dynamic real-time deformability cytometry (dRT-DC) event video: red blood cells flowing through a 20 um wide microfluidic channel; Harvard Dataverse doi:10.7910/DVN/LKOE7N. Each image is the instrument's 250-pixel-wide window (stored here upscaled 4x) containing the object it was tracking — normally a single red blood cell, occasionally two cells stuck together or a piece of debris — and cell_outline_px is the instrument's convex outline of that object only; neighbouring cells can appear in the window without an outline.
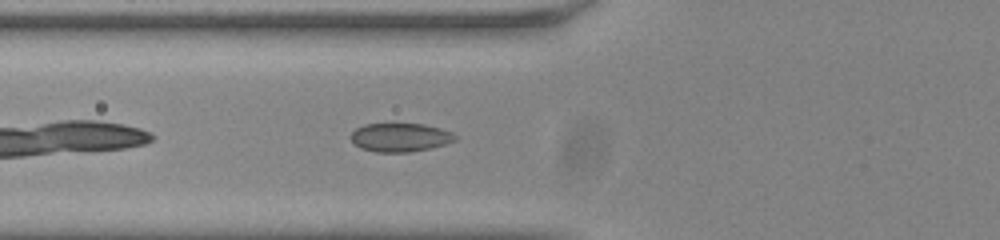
{"species": "common noctule bat (a hibernating species)", "species_latin": "Nyctalus noctula", "temperature_condition": "room temperature", "stored_images_in_passage": 35, "camera_frame_rate_fps": 3000, "um_per_image_px": 0.085, "animal": {"sex": "male", "body_mass_g": 20.0, "forearm_length_mm": 53.3}, "frame": {"image": 1, "passage_image": 2, "time_ms": 0.333, "image_size_px": [1000, 240], "cell_outline_px": [[456, 140], [432, 148], [408, 152], [376, 152], [360, 148], [348, 136], [356, 128], [364, 124], [424, 124], [440, 128], [452, 132], [456, 136]], "centroid_in_image_um": [34.0, 11.68], "position_along_channel_um": 91.8, "area_um2": 17.4}}
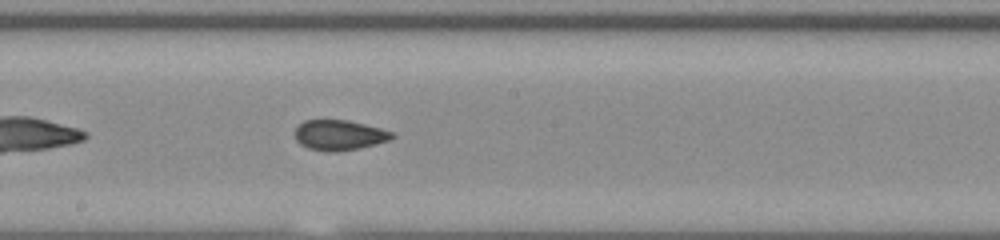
{"frame": {"image": 2, "passage_image": 12, "time_ms": 3.667, "image_size_px": [1000, 240], "cell_outline_px": [[396, 136], [388, 140], [360, 148], [332, 152], [328, 152], [308, 148], [300, 144], [296, 140], [296, 128], [304, 120], [348, 120], [380, 128], [392, 132]], "centroid_in_image_um": [28.83, 11.48], "position_along_channel_um": 219.4, "area_um2": 16.94}}
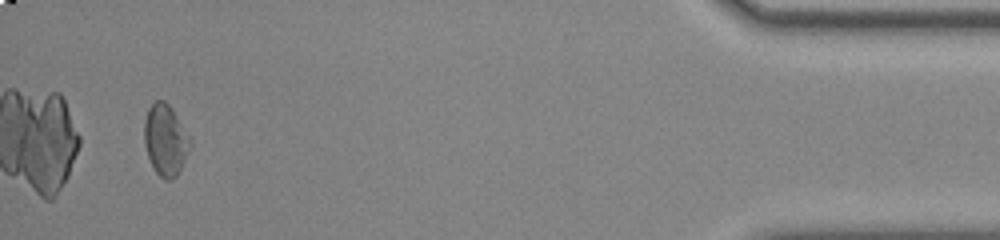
{"frame": {"image": 3, "passage_image": 33, "time_ms": 10.667, "image_size_px": [1000, 240], "cell_outline_px": [[192, 144], [176, 176], [172, 180], [164, 180], [152, 168], [144, 144], [144, 120], [148, 108], [156, 100], [164, 100], [172, 108], [188, 136]], "centroid_in_image_um": [14.03, 11.9], "position_along_channel_um": 421.2, "area_um2": 18.9}}